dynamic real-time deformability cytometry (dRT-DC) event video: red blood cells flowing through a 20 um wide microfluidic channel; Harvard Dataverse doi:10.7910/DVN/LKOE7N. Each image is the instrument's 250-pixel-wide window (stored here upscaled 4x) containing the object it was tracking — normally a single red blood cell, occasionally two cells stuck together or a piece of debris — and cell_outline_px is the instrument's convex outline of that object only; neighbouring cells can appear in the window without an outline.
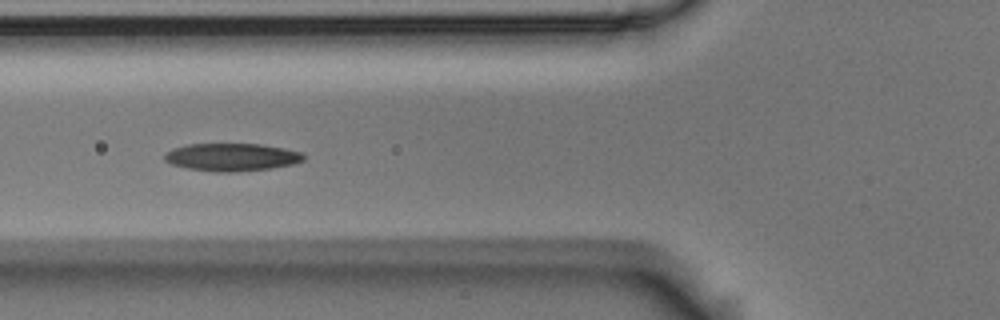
{"species": "Egyptian fruit bat (a non-hibernating species)", "species_latin": "Rousettus aegyptiacus", "temperature_condition": "room temperature", "stored_images_in_passage": 9, "camera_frame_rate_fps": 3000, "um_per_image_px": 0.085, "animal": {"sex": "male"}, "frame": {"image": 1, "passage_image": 6, "time_ms": 1.667, "image_size_px": [1000, 320], "cell_outline_px": [[304, 160], [292, 164], [272, 168], [232, 172], [216, 172], [188, 168], [172, 164], [164, 160], [164, 156], [172, 148], [188, 144], [260, 144], [284, 148], [300, 152], [304, 156]], "centroid_in_image_um": [19.69, 13.35], "position_along_channel_um": 106.1, "area_um2": 22.31}}
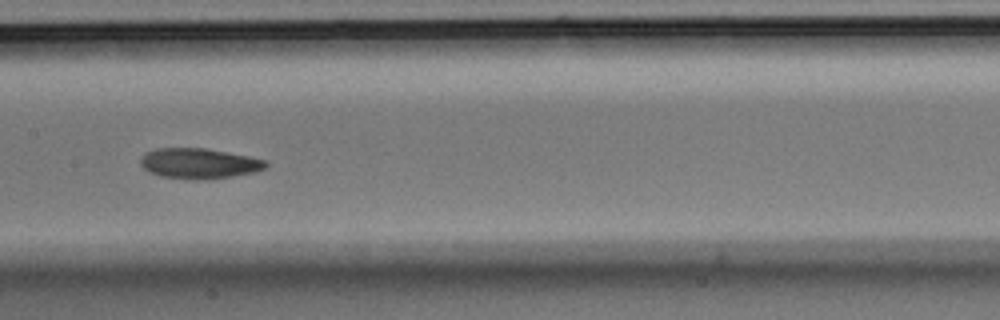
{"frame": {"image": 2, "passage_image": 8, "time_ms": 2.333, "image_size_px": [1000, 320], "cell_outline_px": [[268, 164], [264, 168], [256, 172], [232, 176], [204, 180], [192, 180], [160, 176], [148, 172], [140, 164], [140, 160], [144, 152], [156, 148], [204, 148], [248, 156], [264, 160]], "centroid_in_image_um": [16.87, 13.9], "position_along_channel_um": 190.5, "area_um2": 22.25}}
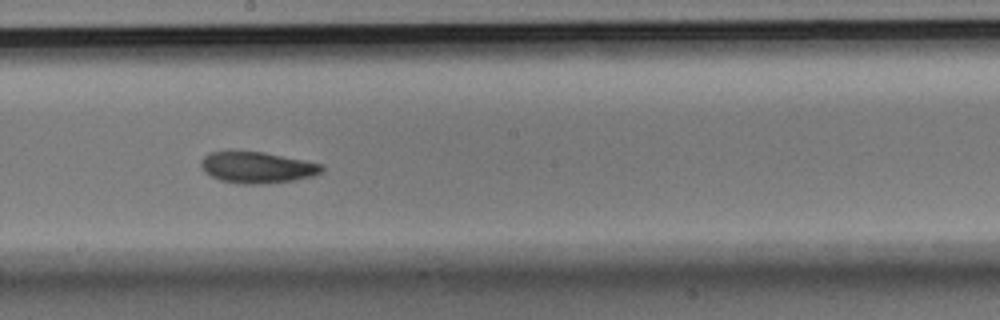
{"frame": {"image": 3, "passage_image": 9, "time_ms": 2.667, "image_size_px": [1000, 320], "cell_outline_px": [[324, 168], [320, 172], [312, 176], [292, 180], [264, 184], [240, 184], [220, 180], [204, 172], [200, 164], [200, 160], [208, 152], [232, 148], [264, 152], [304, 160], [320, 164]], "centroid_in_image_um": [21.75, 14.19], "position_along_channel_um": 226.5, "area_um2": 22.6}}